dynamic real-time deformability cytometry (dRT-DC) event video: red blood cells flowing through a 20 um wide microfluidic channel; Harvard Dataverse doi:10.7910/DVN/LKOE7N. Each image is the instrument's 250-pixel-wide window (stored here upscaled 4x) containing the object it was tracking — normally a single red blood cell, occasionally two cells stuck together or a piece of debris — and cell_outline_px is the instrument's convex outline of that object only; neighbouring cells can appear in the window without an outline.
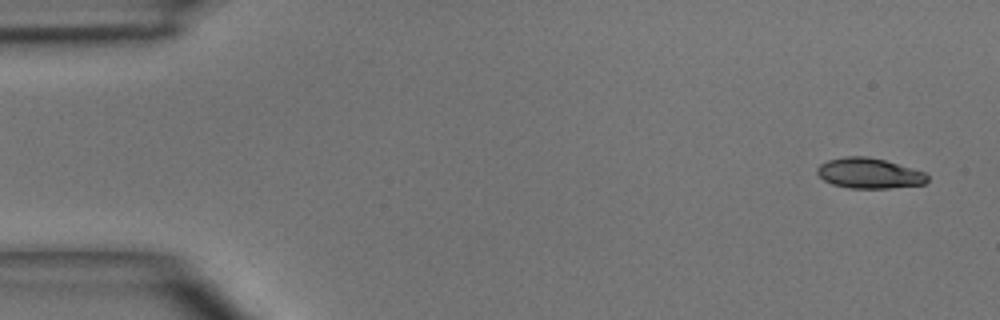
{"species": "common noctule bat (a hibernating species)", "species_latin": "Nyctalus noctula", "temperature_condition": "room temperature", "stored_images_in_passage": 5, "segment_of_instrument_passage": [2, 2], "camera_frame_rate_fps": 3000, "um_per_image_px": 0.085, "animal": {"sex": "male", "body_mass_g": 15.6}, "frame": {"image": 1, "passage_image": 5, "time_ms": 4.667, "image_size_px": [1000, 320], "cell_outline_px": [[928, 180], [924, 184], [888, 188], [848, 188], [832, 184], [824, 180], [816, 172], [816, 168], [820, 164], [828, 160], [844, 156], [868, 156], [884, 160], [912, 168], [924, 172], [928, 176]], "centroid_in_image_um": [73.85, 14.72], "position_along_channel_um": 11.1, "area_um2": 19.48}}